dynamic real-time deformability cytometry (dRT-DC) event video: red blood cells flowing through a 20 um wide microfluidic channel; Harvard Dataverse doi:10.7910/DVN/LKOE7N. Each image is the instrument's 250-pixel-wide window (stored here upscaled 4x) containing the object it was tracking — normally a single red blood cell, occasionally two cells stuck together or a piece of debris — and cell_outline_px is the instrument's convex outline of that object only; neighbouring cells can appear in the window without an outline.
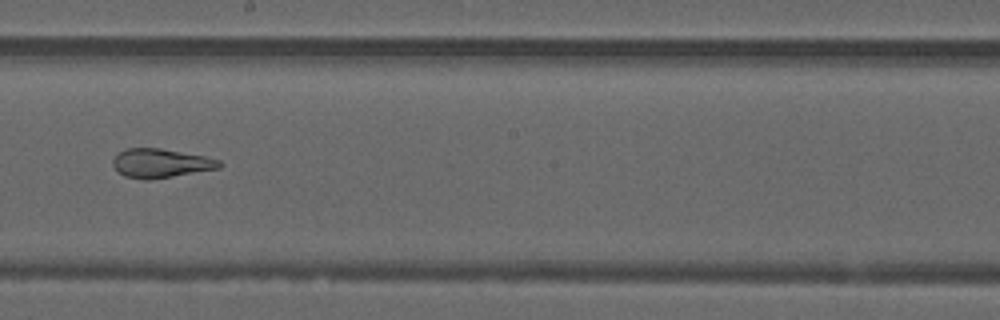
{"species": "common noctule bat (a hibernating species)", "species_latin": "Nyctalus noctula", "temperature_condition": "warm", "stored_images_in_passage": 39, "camera_frame_rate_fps": 3000, "um_per_image_px": 0.085, "animal": {"sex": "male", "forearm_length_mm": 52.5}, "frame": {"image": 1, "passage_image": 17, "time_ms": 5.333, "image_size_px": [1000, 320], "cell_outline_px": [[224, 164], [220, 168], [152, 180], [144, 180], [124, 176], [112, 164], [112, 160], [120, 152], [128, 148], [160, 148], [204, 156], [220, 160]], "centroid_in_image_um": [13.69, 13.88], "position_along_channel_um": 234.5, "area_um2": 17.98}, "authors_computed_cell_mechanics": {"area_um2": 19.941, "velocity_mm_per_s": 4.016, "shape_relaxation_time_tau1_ms": null, "shape_relaxation_time_tau2_ms": 1.3019, "deformation_change_tau1": null, "deformation_change_tau2": 0.0785}}